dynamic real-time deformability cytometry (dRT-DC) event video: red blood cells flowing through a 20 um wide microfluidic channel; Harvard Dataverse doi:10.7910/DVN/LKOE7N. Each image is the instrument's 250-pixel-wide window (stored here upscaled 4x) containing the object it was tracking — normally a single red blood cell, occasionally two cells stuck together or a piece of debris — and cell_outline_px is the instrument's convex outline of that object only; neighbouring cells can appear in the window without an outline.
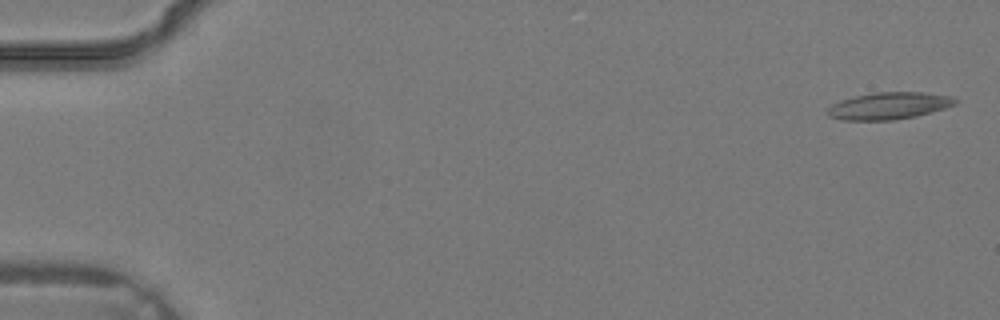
{"species": "common noctule bat (a hibernating species)", "species_latin": "Nyctalus noctula", "temperature_condition": "warm", "stored_images_in_passage": 36, "camera_frame_rate_fps": 3000, "um_per_image_px": 0.085, "animal": {"sex": "male", "body_mass_g": 19.2, "forearm_length_mm": 51.8}, "frame": {"image": 1, "passage_image": 1, "time_ms": 0.0, "image_size_px": [1000, 320], "cell_outline_px": [[960, 100], [956, 104], [944, 108], [916, 116], [892, 120], [844, 120], [828, 116], [828, 108], [832, 104], [840, 100], [856, 96], [876, 92], [924, 92], [952, 96]], "centroid_in_image_um": [75.59, 8.99], "position_along_channel_um": 9.4, "area_um2": 20.06}}
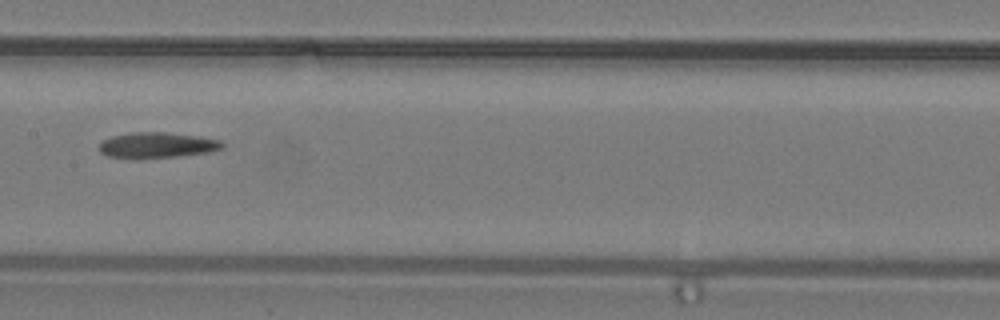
{"frame": {"image": 2, "passage_image": 19, "time_ms": 6.0, "image_size_px": [1000, 320], "cell_outline_px": [[224, 148], [208, 152], [180, 156], [140, 160], [136, 160], [108, 156], [100, 152], [100, 144], [104, 140], [112, 136], [128, 132], [164, 132], [200, 136], [220, 140], [224, 144]], "centroid_in_image_um": [13.34, 12.36], "position_along_channel_um": 194.1, "area_um2": 18.84}}
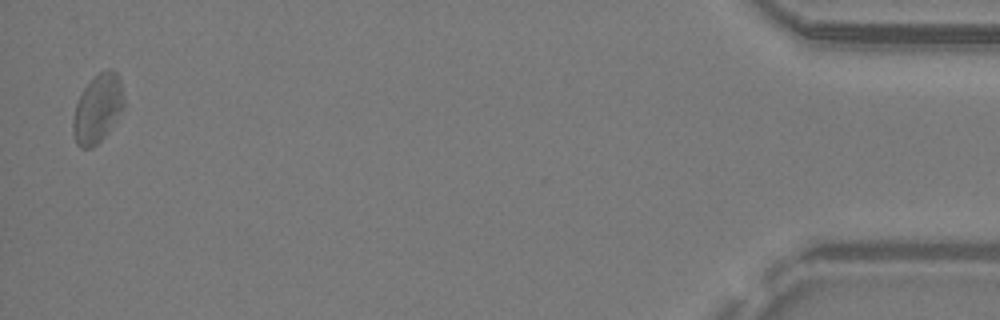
{"frame": {"image": 3, "passage_image": 36, "time_ms": 11.667, "image_size_px": [1000, 320], "cell_outline_px": [[124, 108], [108, 132], [92, 148], [80, 148], [76, 144], [72, 132], [72, 120], [76, 104], [84, 88], [100, 72], [108, 68], [116, 72], [120, 80], [124, 96]], "centroid_in_image_um": [8.3, 9.26], "position_along_channel_um": 426.9, "area_um2": 20.23}}